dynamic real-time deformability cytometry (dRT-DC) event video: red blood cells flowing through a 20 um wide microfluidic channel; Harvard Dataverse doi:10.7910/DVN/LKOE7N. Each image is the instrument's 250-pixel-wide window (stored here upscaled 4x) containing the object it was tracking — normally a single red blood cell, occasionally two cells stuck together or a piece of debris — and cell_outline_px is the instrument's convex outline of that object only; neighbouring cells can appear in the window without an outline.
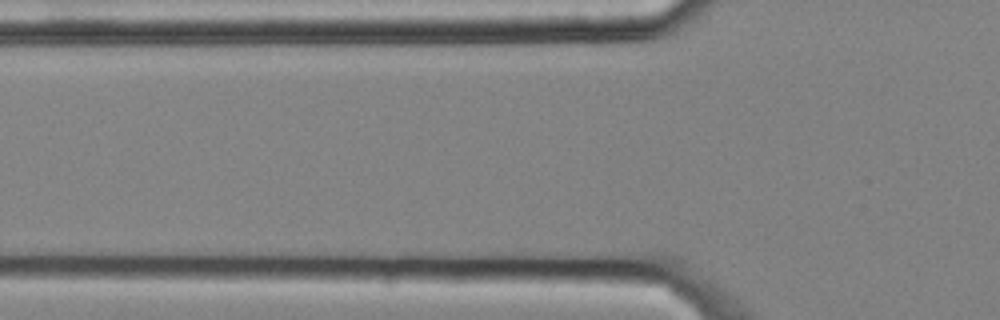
{"species": "common noctule bat (a hibernating species)", "species_latin": "Nyctalus noctula", "temperature_condition": "cold", "stored_images_in_passage": 3, "camera_frame_rate_fps": 3000, "um_per_image_px": 0.085, "animal": {"sex": "male", "body_mass_g": 20.4}, "frame": {"image": 1, "passage_image": 3, "time_ms": 0.667, "image_size_px": [1000, 320], "cell_outline_px": [[636, 240], [620, 244], [568, 244], [480, 236], [480, 232], [504, 228], [584, 228], [632, 232]], "centroid_in_image_um": [47.88, 20.02], "position_along_channel_um": 77.9, "area_um2": 13.99}}